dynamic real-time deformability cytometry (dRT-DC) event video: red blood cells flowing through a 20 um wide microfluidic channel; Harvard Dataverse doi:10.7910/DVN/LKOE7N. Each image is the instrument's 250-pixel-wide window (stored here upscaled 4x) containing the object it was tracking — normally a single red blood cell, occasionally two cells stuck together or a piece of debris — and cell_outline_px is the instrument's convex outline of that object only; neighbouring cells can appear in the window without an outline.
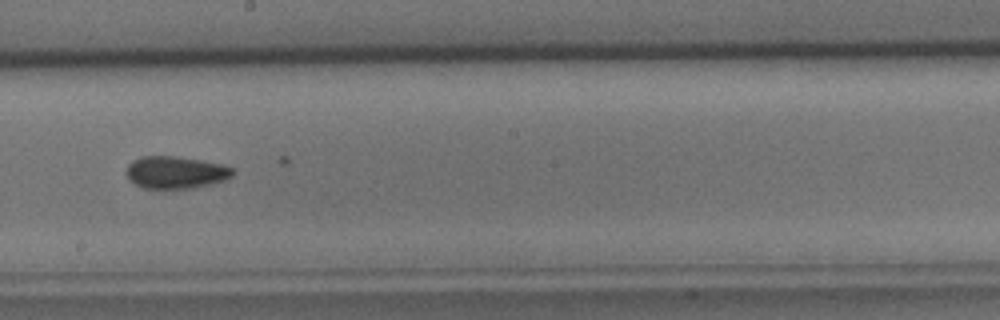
{"species": "common noctule bat (a hibernating species)", "species_latin": "Nyctalus noctula", "temperature_condition": "cold", "stored_images_in_passage": 30, "camera_frame_rate_fps": 3000, "um_per_image_px": 0.085, "animal": {"sex": "male", "body_mass_g": 15.6}, "frame": {"image": 1, "passage_image": 14, "time_ms": 4.333, "image_size_px": [1000, 320], "cell_outline_px": [[232, 176], [224, 180], [192, 188], [144, 188], [128, 180], [124, 172], [128, 164], [132, 160], [140, 156], [172, 156], [200, 160], [220, 164], [232, 168]], "centroid_in_image_um": [14.84, 14.64], "position_along_channel_um": 233.4, "area_um2": 19.88}}
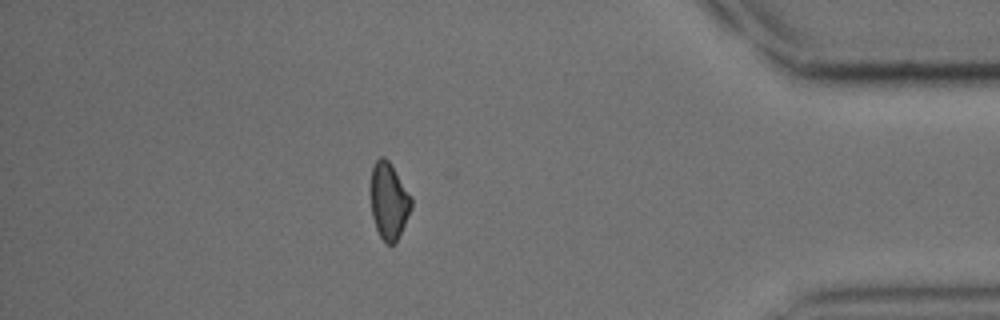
{"frame": {"image": 2, "passage_image": 28, "time_ms": 9.0, "image_size_px": [1000, 320], "cell_outline_px": [[412, 208], [396, 244], [388, 244], [380, 236], [376, 228], [372, 216], [368, 188], [372, 168], [376, 160], [380, 156], [384, 156], [388, 160], [412, 196]], "centroid_in_image_um": [33.03, 17.06], "position_along_channel_um": 402.2, "area_um2": 18.67}}